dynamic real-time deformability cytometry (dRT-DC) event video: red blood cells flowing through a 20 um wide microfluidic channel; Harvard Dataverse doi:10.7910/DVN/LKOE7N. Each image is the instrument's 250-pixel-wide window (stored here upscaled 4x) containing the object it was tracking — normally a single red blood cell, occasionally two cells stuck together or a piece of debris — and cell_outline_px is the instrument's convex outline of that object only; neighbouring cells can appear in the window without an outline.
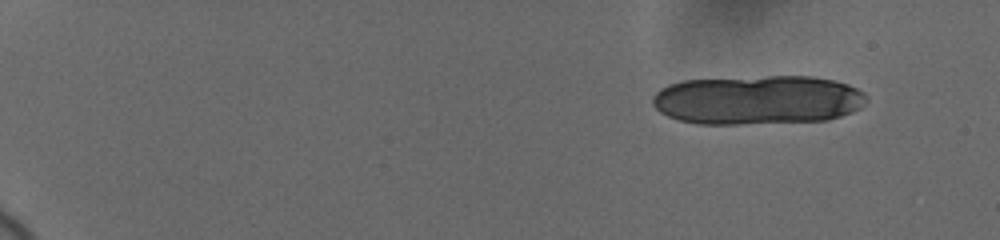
{"species": "human", "species_latin": "Homo sapiens", "temperature_condition": "cold", "stored_images_in_passage": 37, "camera_frame_rate_fps": 3000, "um_per_image_px": 0.085, "donor": {"sex": "female"}, "frame": {"image": 1, "passage_image": 1, "time_ms": 0.0, "image_size_px": [1000, 240], "cell_outline_px": [[868, 100], [860, 108], [852, 112], [828, 120], [740, 124], [696, 124], [680, 120], [668, 116], [660, 112], [652, 104], [652, 96], [660, 88], [668, 84], [684, 80], [768, 76], [812, 76], [836, 80], [848, 84], [864, 92]], "centroid_in_image_um": [64.41, 8.49], "position_along_channel_um": 20.6, "area_um2": 61.79}}